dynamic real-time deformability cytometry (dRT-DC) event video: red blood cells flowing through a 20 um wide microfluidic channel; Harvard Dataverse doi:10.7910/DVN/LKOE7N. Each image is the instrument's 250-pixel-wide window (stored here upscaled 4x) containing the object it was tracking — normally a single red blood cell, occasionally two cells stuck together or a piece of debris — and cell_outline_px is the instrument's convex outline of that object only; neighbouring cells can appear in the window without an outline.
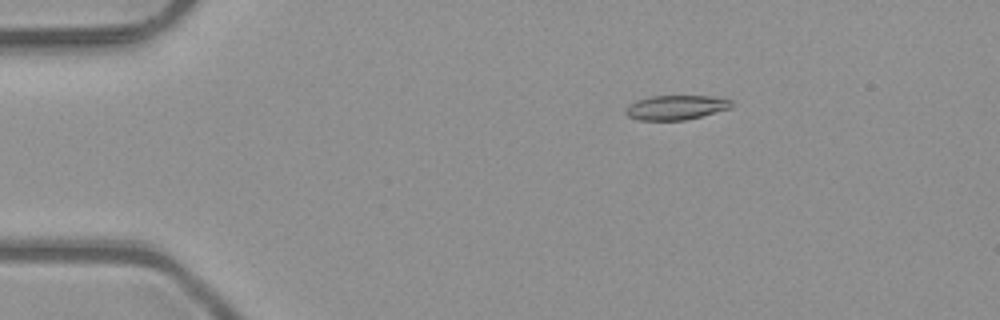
{"species": "common noctule bat (a hibernating species)", "species_latin": "Nyctalus noctula", "temperature_condition": "room temperature", "stored_images_in_passage": 52, "camera_frame_rate_fps": 3000, "um_per_image_px": 0.085, "animal": {"sex": "male", "body_mass_g": 23.1, "forearm_length_mm": 52.7}, "frame": {"image": 1, "passage_image": 10, "time_ms": 3.0, "image_size_px": [1000, 320], "cell_outline_px": [[732, 108], [684, 120], [636, 120], [628, 116], [624, 112], [624, 108], [628, 104], [636, 100], [652, 96], [724, 96], [732, 100]], "centroid_in_image_um": [57.46, 9.12], "position_along_channel_um": 27.5, "area_um2": 15.37}}
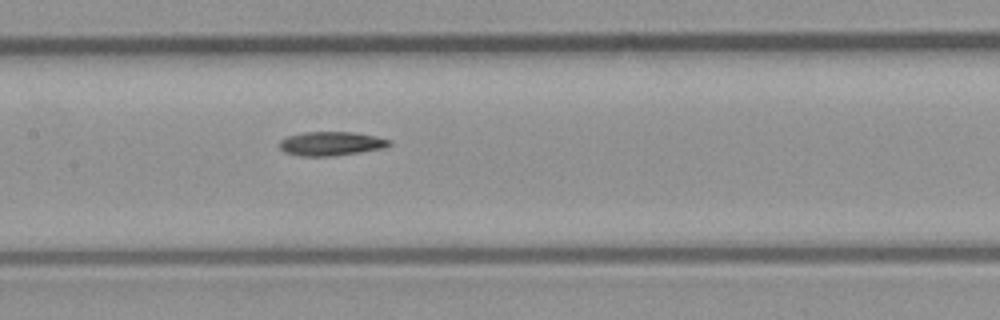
{"frame": {"image": 2, "passage_image": 26, "time_ms": 8.333, "image_size_px": [1000, 320], "cell_outline_px": [[392, 144], [384, 148], [360, 152], [332, 156], [300, 156], [284, 152], [280, 148], [280, 140], [288, 136], [304, 132], [352, 132], [392, 140]], "centroid_in_image_um": [28.14, 12.21], "position_along_channel_um": 179.3, "area_um2": 15.26}}
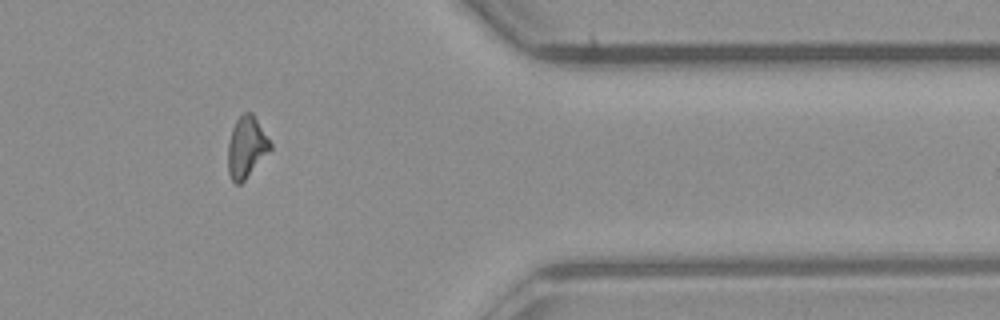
{"frame": {"image": 3, "passage_image": 43, "time_ms": 14.0, "image_size_px": [1000, 320], "cell_outline_px": [[272, 148], [244, 180], [240, 184], [236, 184], [232, 180], [228, 172], [228, 140], [232, 128], [236, 120], [244, 112], [252, 112], [272, 144]], "centroid_in_image_um": [20.93, 12.49], "position_along_channel_um": 390.5, "area_um2": 14.97}}